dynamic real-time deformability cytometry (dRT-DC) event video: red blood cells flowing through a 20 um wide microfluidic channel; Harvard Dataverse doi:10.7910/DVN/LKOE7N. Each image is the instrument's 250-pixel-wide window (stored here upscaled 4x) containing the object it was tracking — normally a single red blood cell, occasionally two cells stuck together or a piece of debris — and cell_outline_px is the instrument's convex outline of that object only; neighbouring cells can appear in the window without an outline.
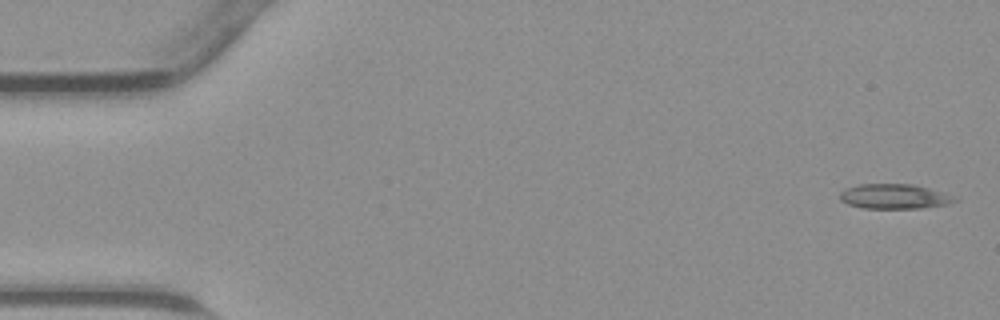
{"species": "common noctule bat (a hibernating species)", "species_latin": "Nyctalus noctula", "temperature_condition": "warm", "stored_images_in_passage": 45, "camera_frame_rate_fps": 3000, "um_per_image_px": 0.085, "animal": {"sex": "male", "body_mass_g": 23.1, "forearm_length_mm": 52.7}, "frame": {"image": 1, "passage_image": 1, "time_ms": 0.0, "image_size_px": [1000, 320], "cell_outline_px": [[960, 200], [948, 204], [920, 208], [864, 208], [848, 204], [840, 200], [840, 192], [844, 188], [860, 184], [912, 184], [928, 188], [956, 196]], "centroid_in_image_um": [76.03, 16.69], "position_along_channel_um": 9.0, "area_um2": 16.65}}
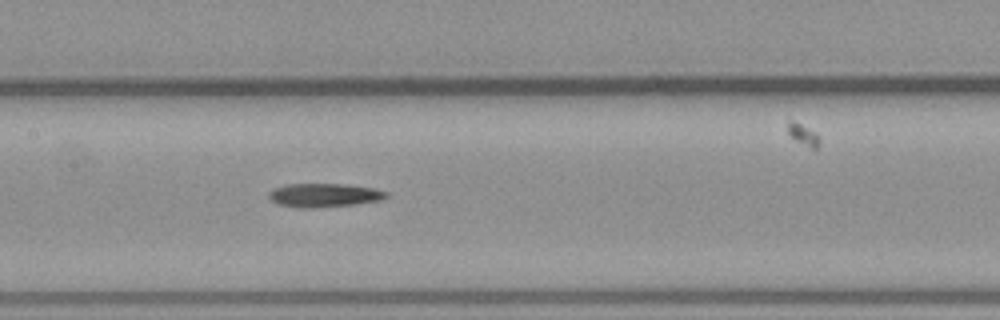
{"frame": {"image": 2, "passage_image": 21, "time_ms": 6.667, "image_size_px": [1000, 320], "cell_outline_px": [[388, 196], [380, 200], [356, 204], [308, 208], [300, 208], [276, 204], [268, 196], [268, 192], [272, 188], [284, 184], [348, 184], [376, 188], [388, 192]], "centroid_in_image_um": [27.53, 16.58], "position_along_channel_um": 179.9, "area_um2": 16.42}}
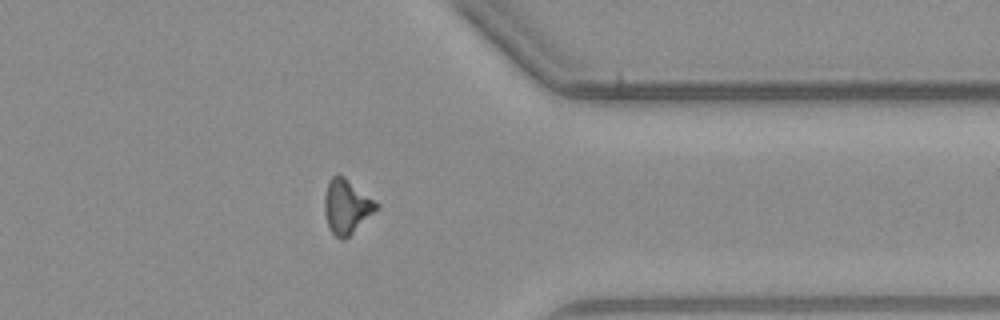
{"frame": {"image": 3, "passage_image": 35, "time_ms": 11.333, "image_size_px": [1000, 320], "cell_outline_px": [[380, 204], [344, 240], [340, 240], [332, 232], [328, 224], [324, 212], [324, 196], [328, 180], [336, 172], [344, 176]], "centroid_in_image_um": [29.41, 17.49], "position_along_channel_um": 382.0, "area_um2": 16.13}}